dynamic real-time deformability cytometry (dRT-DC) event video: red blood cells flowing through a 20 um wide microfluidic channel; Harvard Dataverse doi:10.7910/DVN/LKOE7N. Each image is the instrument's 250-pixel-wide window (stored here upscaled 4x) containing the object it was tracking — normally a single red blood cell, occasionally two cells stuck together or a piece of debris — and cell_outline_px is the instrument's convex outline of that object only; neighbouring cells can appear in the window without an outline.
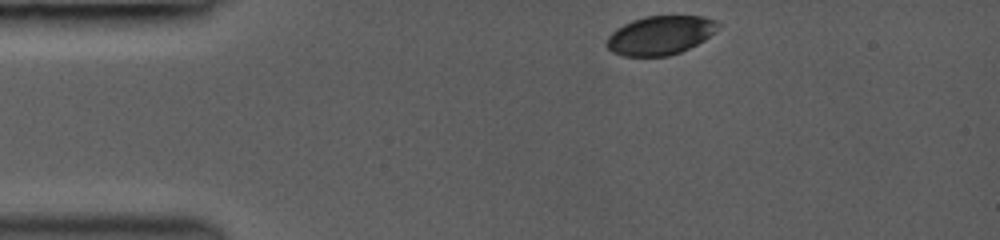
{"species": "common noctule bat (a hibernating species)", "species_latin": "Nyctalus noctula", "temperature_condition": "room temperature", "stored_images_in_passage": 36, "camera_frame_rate_fps": 3000, "um_per_image_px": 0.085, "animal": {"sex": "female", "body_mass_g": 19.0, "forearm_length_mm": 53.3}, "frame": {"image": 1, "passage_image": 1, "time_ms": 0.0, "image_size_px": [1000, 240], "cell_outline_px": [[724, 24], [716, 32], [704, 40], [680, 52], [668, 56], [624, 56], [612, 52], [604, 44], [608, 36], [616, 28], [632, 20], [644, 16], [704, 16], [716, 20]], "centroid_in_image_um": [56.15, 2.99], "position_along_channel_um": 28.9, "area_um2": 25.55}}
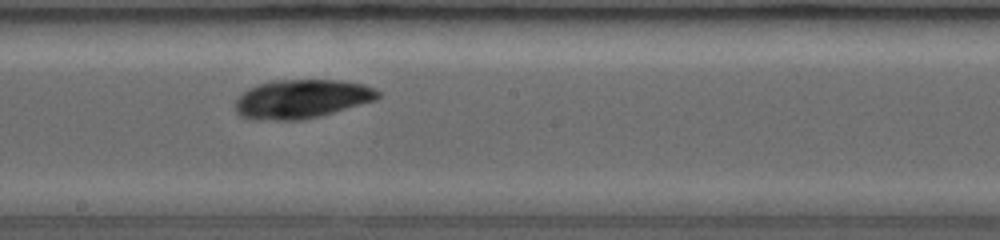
{"frame": {"image": 2, "passage_image": 21, "time_ms": 6.0, "image_size_px": [1000, 240], "cell_outline_px": [[380, 96], [376, 100], [320, 116], [300, 120], [252, 120], [240, 116], [236, 112], [236, 100], [240, 92], [256, 84], [272, 80], [340, 80], [364, 84], [380, 92]], "centroid_in_image_um": [25.6, 8.41], "position_along_channel_um": 222.6, "area_um2": 32.6}}
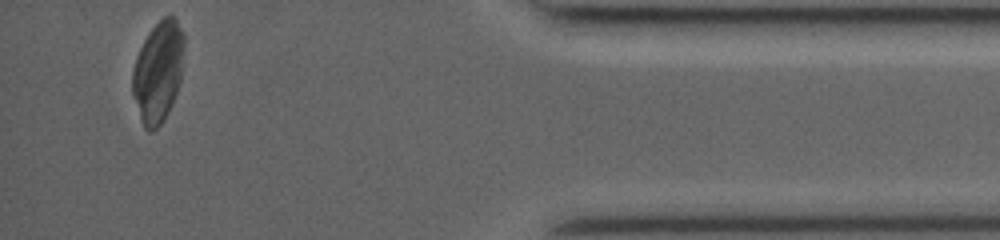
{"frame": {"image": 3, "passage_image": 36, "time_ms": 11.667, "image_size_px": [1000, 240], "cell_outline_px": [[184, 44], [180, 80], [176, 92], [168, 112], [160, 124], [152, 132], [148, 132], [144, 128], [132, 92], [132, 72], [136, 56], [148, 32], [164, 16], [176, 16], [184, 32]], "centroid_in_image_um": [13.44, 6.06], "position_along_channel_um": 421.8, "area_um2": 30.29}}